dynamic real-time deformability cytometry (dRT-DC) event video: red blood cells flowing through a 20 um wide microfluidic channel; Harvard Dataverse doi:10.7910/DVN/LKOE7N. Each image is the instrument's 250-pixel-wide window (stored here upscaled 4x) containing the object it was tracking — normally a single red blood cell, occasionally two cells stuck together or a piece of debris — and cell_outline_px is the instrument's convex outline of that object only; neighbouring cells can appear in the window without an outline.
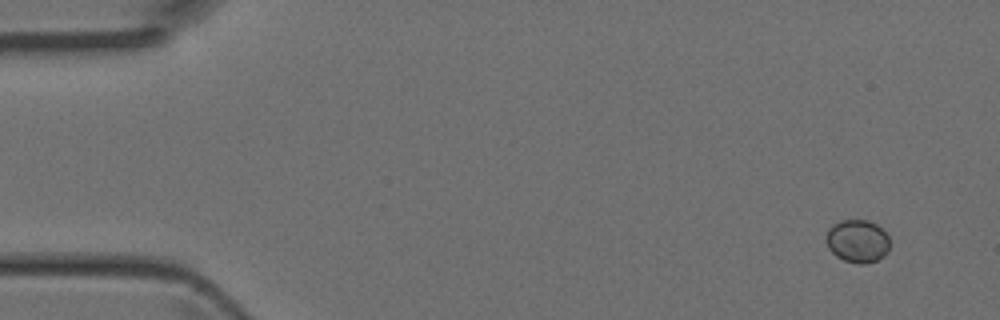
{"species": "Egyptian fruit bat (a non-hibernating species)", "species_latin": "Rousettus aegyptiacus", "temperature_condition": "room temperature", "stored_images_in_passage": 4, "camera_frame_rate_fps": 3000, "um_per_image_px": 0.085, "animal": {"sex": "female"}, "frame": {"image": 1, "passage_image": 1, "time_ms": 0.0, "image_size_px": [1000, 320], "cell_outline_px": [[888, 252], [884, 256], [876, 260], [864, 264], [860, 264], [844, 260], [836, 256], [828, 248], [824, 240], [824, 236], [828, 228], [832, 224], [840, 220], [868, 220], [876, 224], [888, 236]], "centroid_in_image_um": [72.83, 20.48], "position_along_channel_um": 12.2, "area_um2": 16.07}}
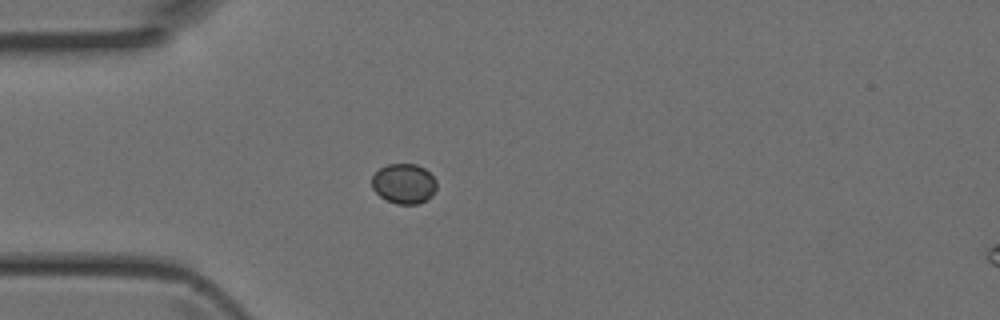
{"frame": {"image": 2, "passage_image": 4, "time_ms": 1.0, "image_size_px": [1000, 320], "cell_outline_px": [[436, 188], [432, 196], [420, 204], [396, 204], [380, 196], [372, 188], [372, 176], [380, 168], [388, 164], [416, 164], [424, 168], [436, 180]], "centroid_in_image_um": [34.34, 15.62], "position_along_channel_um": 50.7, "area_um2": 15.09}}